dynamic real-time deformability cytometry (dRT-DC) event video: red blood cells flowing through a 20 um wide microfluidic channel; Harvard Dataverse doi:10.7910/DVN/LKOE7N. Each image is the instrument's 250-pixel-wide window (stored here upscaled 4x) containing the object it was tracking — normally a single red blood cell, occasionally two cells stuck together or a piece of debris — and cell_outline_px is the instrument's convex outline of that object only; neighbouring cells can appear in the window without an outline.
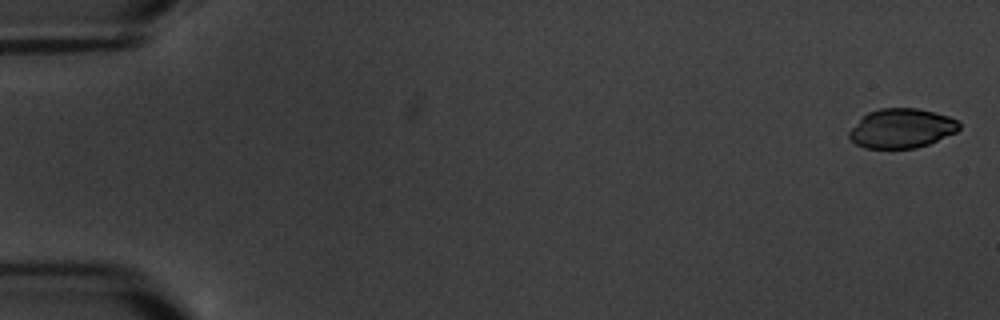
{"species": "common noctule bat (a hibernating species)", "species_latin": "Nyctalus noctula", "temperature_condition": "warm", "stored_images_in_passage": 7, "camera_frame_rate_fps": 3000, "um_per_image_px": 0.085, "animal": {"sex": "male", "body_mass_g": 20.1, "forearm_length_mm": 53.5}, "frame": {"image": 1, "passage_image": 1, "time_ms": 0.0, "image_size_px": [1000, 320], "cell_outline_px": [[960, 128], [956, 132], [928, 144], [916, 148], [864, 148], [856, 144], [848, 136], [848, 132], [868, 112], [880, 108], [916, 108], [948, 116], [960, 120]], "centroid_in_image_um": [76.65, 10.91], "position_along_channel_um": 8.3, "area_um2": 25.09}}
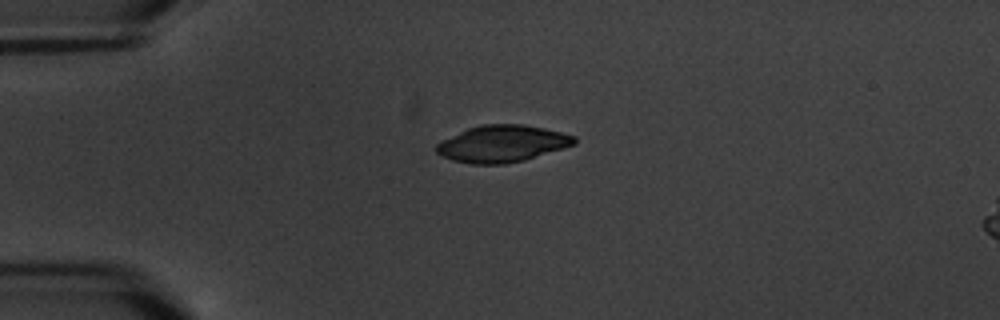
{"frame": {"image": 2, "passage_image": 5, "time_ms": 4.667, "image_size_px": [1000, 320], "cell_outline_px": [[576, 144], [524, 160], [504, 164], [472, 164], [452, 160], [436, 152], [436, 144], [468, 128], [484, 124], [524, 124], [544, 128], [576, 136]], "centroid_in_image_um": [42.71, 12.21], "position_along_channel_um": 42.3, "area_um2": 29.3}}